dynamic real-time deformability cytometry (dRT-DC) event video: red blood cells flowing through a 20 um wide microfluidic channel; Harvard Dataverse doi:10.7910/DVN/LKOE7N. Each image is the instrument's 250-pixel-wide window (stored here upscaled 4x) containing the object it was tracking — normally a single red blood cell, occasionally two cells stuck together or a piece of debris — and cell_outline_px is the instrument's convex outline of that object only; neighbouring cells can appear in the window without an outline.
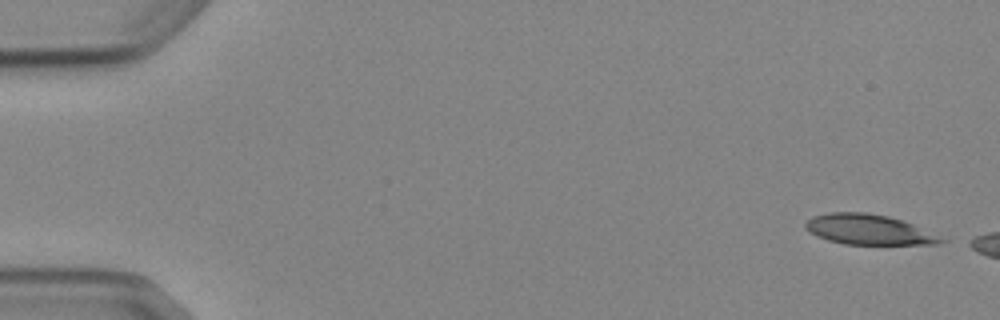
{"species": "Egyptian fruit bat (a non-hibernating species)", "species_latin": "Rousettus aegyptiacus", "temperature_condition": "cold", "stored_images_in_passage": 3, "camera_frame_rate_fps": 3000, "um_per_image_px": 0.085, "animal": {"sex": "female"}, "frame": {"image": 1, "passage_image": 1, "time_ms": 0.0, "image_size_px": [1000, 320], "cell_outline_px": [[948, 240], [940, 244], [844, 244], [828, 240], [816, 236], [804, 228], [804, 224], [812, 216], [828, 212], [864, 212], [888, 216], [904, 220]], "centroid_in_image_um": [73.82, 19.51], "position_along_channel_um": 11.2, "area_um2": 23.93}}